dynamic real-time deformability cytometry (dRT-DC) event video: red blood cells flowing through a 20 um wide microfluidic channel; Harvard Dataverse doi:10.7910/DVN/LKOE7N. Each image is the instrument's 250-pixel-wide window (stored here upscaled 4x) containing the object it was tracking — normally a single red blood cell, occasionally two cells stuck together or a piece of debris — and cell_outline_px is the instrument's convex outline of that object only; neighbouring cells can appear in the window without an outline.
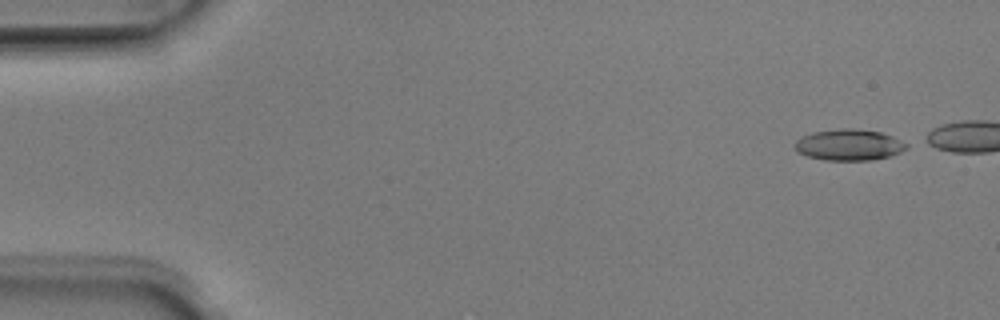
{"species": "Egyptian fruit bat (a non-hibernating species)", "species_latin": "Rousettus aegyptiacus", "temperature_condition": "room temperature", "stored_images_in_passage": 39, "camera_frame_rate_fps": 3000, "um_per_image_px": 0.085, "animal": {"sex": "male"}, "frame": {"image": 1, "passage_image": 1, "time_ms": 0.0, "image_size_px": [1000, 320], "cell_outline_px": [[908, 148], [900, 152], [888, 156], [872, 160], [824, 160], [808, 156], [796, 152], [792, 144], [796, 140], [812, 132], [840, 128], [856, 128], [880, 132], [892, 136], [908, 144]], "centroid_in_image_um": [72.13, 12.31], "position_along_channel_um": 12.9, "area_um2": 20.4}}
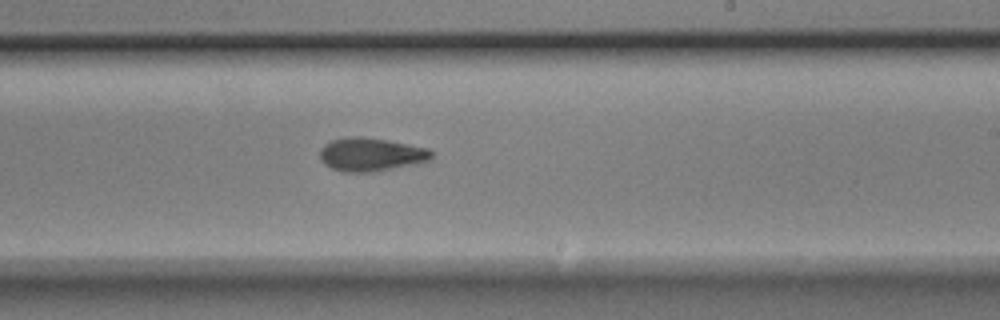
{"frame": {"image": 2, "passage_image": 28, "time_ms": 9.0, "image_size_px": [1000, 320], "cell_outline_px": [[432, 160], [420, 164], [376, 172], [344, 172], [332, 168], [324, 164], [320, 160], [320, 148], [324, 144], [332, 140], [348, 136], [360, 136], [388, 140], [428, 148], [432, 152]], "centroid_in_image_um": [31.56, 13.14], "position_along_channel_um": 257.4, "area_um2": 22.2}}
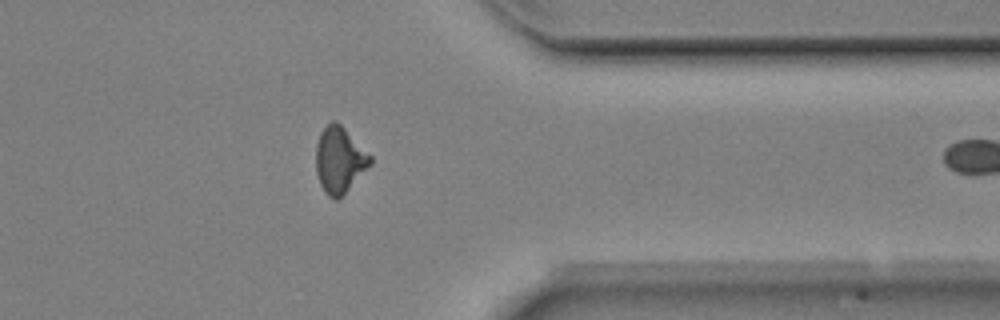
{"frame": {"image": 3, "passage_image": 38, "time_ms": 12.333, "image_size_px": [1000, 320], "cell_outline_px": [[372, 164], [336, 200], [332, 200], [324, 192], [320, 184], [316, 172], [316, 144], [320, 132], [332, 120], [336, 120], [372, 156]], "centroid_in_image_um": [28.84, 13.58], "position_along_channel_um": 382.6, "area_um2": 20.75}}